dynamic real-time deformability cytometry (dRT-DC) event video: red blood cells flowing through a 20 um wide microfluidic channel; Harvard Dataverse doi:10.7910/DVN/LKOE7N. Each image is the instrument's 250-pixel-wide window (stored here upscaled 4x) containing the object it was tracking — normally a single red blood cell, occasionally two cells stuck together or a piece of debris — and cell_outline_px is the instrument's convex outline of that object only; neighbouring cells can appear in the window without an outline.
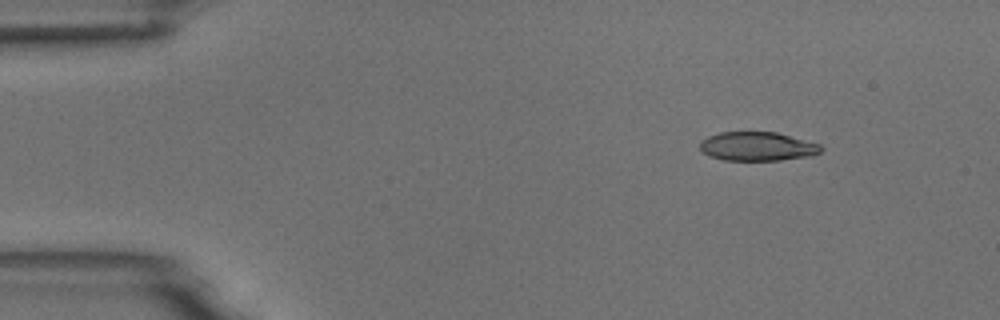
{"species": "common noctule bat (a hibernating species)", "species_latin": "Nyctalus noctula", "temperature_condition": "room temperature", "stored_images_in_passage": 7, "camera_frame_rate_fps": 3000, "um_per_image_px": 0.085, "animal": {"sex": "male", "body_mass_g": 18.8}, "frame": {"image": 1, "passage_image": 2, "time_ms": 1.333, "image_size_px": [1000, 320], "cell_outline_px": [[824, 148], [820, 152], [812, 156], [780, 160], [724, 160], [712, 156], [704, 152], [700, 148], [700, 140], [708, 136], [720, 132], [776, 132], [820, 144]], "centroid_in_image_um": [64.4, 12.44], "position_along_channel_um": 20.6, "area_um2": 20.35}}
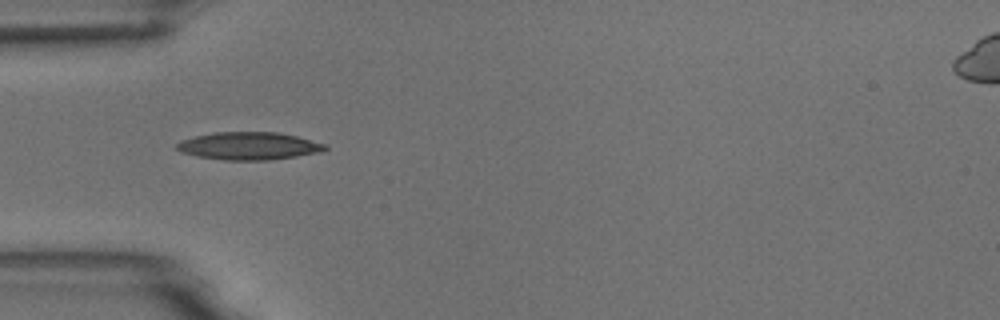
{"frame": {"image": 2, "passage_image": 5, "time_ms": 4.667, "image_size_px": [1000, 320], "cell_outline_px": [[328, 148], [324, 152], [268, 160], [224, 160], [196, 156], [180, 152], [176, 148], [176, 144], [180, 140], [196, 136], [216, 132], [276, 132], [296, 136], [328, 144]], "centroid_in_image_um": [21.18, 12.41], "position_along_channel_um": 63.8, "area_um2": 24.04}}